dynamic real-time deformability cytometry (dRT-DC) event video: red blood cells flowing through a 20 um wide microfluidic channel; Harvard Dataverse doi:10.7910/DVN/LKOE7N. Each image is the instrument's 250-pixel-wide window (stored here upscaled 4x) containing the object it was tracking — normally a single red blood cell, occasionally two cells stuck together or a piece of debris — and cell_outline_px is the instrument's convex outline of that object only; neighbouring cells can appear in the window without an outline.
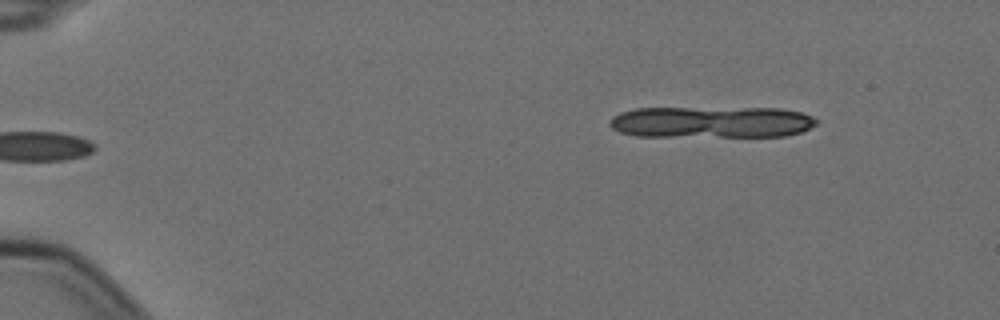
{"species": "Egyptian fruit bat (a non-hibernating species)", "species_latin": "Rousettus aegyptiacus", "temperature_condition": "cold", "stored_images_in_passage": 5, "segment_of_instrument_passage": [2, 2], "camera_frame_rate_fps": 3000, "um_per_image_px": 0.085, "animal": {"sex": "female"}, "frame": {"image": 1, "passage_image": 5, "time_ms": 1.333, "image_size_px": [1000, 320], "cell_outline_px": [[816, 124], [800, 132], [784, 136], [636, 136], [620, 132], [612, 128], [608, 124], [608, 120], [612, 116], [620, 112], [636, 108], [780, 108], [800, 112], [812, 116], [816, 120]], "centroid_in_image_um": [60.42, 10.37], "position_along_channel_um": 24.6, "area_um2": 38.09}}